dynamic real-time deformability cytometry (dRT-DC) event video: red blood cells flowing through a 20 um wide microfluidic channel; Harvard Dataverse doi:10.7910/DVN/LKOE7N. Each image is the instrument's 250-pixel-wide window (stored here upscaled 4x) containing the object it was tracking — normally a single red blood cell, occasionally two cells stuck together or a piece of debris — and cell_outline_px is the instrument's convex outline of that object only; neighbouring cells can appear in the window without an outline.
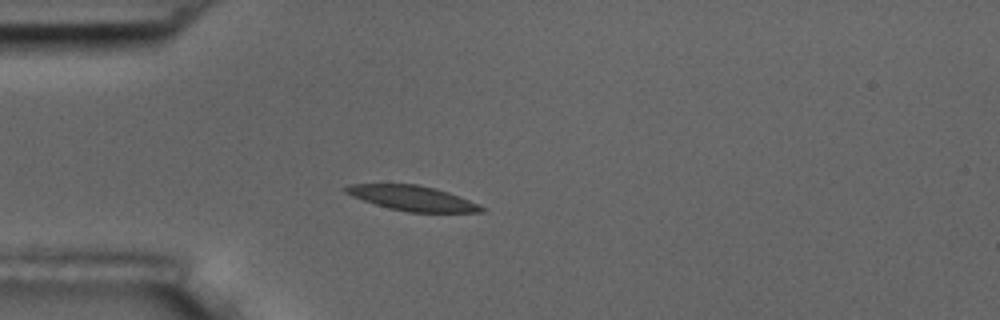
{"species": "common noctule bat (a hibernating species)", "species_latin": "Nyctalus noctula", "temperature_condition": "room temperature", "stored_images_in_passage": 41, "camera_frame_rate_fps": 3000, "um_per_image_px": 0.085, "animal": {"sex": "male", "body_mass_g": 17.5, "forearm_length_mm": 52.3}, "frame": {"image": 1, "passage_image": 1, "time_ms": 0.0, "image_size_px": [1000, 320], "cell_outline_px": [[484, 212], [408, 212], [388, 208], [352, 196], [344, 192], [340, 188], [348, 184], [416, 184], [436, 188], [448, 192], [468, 200], [484, 208]], "centroid_in_image_um": [34.98, 16.83], "position_along_channel_um": 50.0, "area_um2": 19.59}}
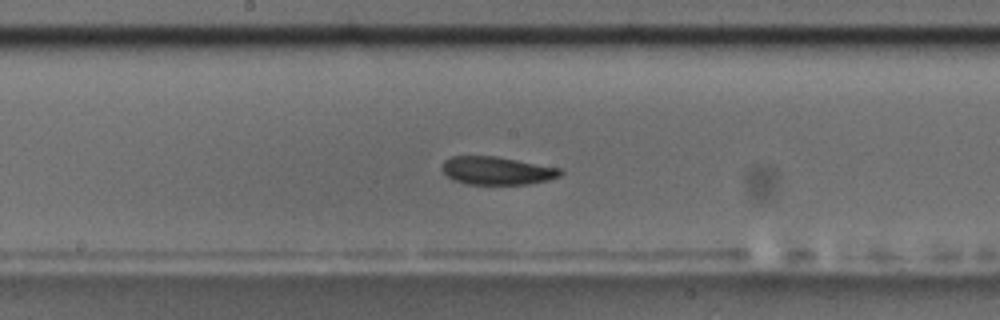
{"frame": {"image": 2, "passage_image": 15, "time_ms": 4.667, "image_size_px": [1000, 320], "cell_outline_px": [[564, 172], [560, 176], [548, 180], [528, 184], [468, 184], [452, 180], [440, 168], [444, 160], [452, 156], [496, 156], [564, 168]], "centroid_in_image_um": [42.27, 14.5], "position_along_channel_um": 205.9, "area_um2": 19.59}}
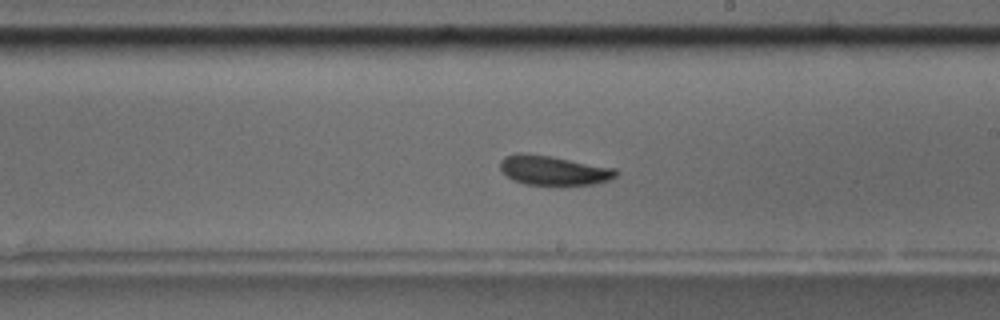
{"frame": {"image": 3, "passage_image": 18, "time_ms": 5.667, "image_size_px": [1000, 320], "cell_outline_px": [[620, 172], [616, 176], [608, 180], [596, 184], [524, 184], [512, 180], [500, 168], [500, 160], [504, 156], [520, 152], [524, 152], [552, 156], [616, 168]], "centroid_in_image_um": [47.05, 14.46], "position_along_channel_um": 242.0, "area_um2": 19.94}, "authors_computed_cell_mechanics": {"area_um2": 19.652, "velocity_mm_per_s": 3.6117, "shape_relaxation_time_tau1_ms": 3.6885, "shape_relaxation_time_tau2_ms": 3.9093, "deformation_change_tau1": 0.1102, "deformation_change_tau2": 0.1215}}